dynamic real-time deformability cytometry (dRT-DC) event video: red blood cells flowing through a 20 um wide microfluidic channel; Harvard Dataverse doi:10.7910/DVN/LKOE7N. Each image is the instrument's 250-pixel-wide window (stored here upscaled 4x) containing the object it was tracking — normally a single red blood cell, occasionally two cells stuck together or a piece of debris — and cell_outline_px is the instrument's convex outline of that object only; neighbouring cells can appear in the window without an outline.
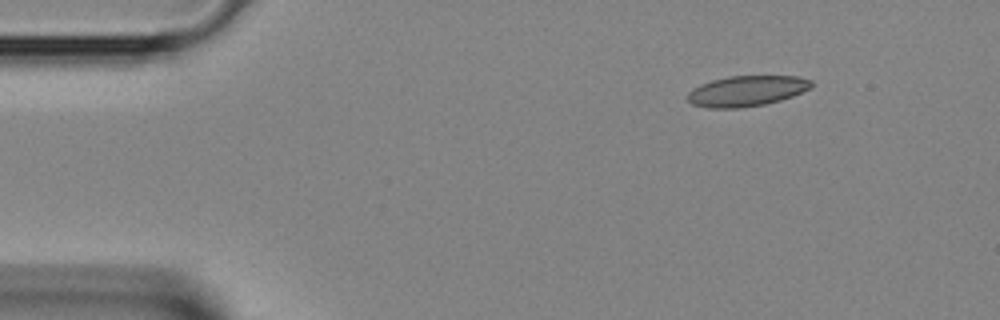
{"species": "Egyptian fruit bat (a non-hibernating species)", "species_latin": "Rousettus aegyptiacus", "temperature_condition": "room temperature", "stored_images_in_passage": 3, "camera_frame_rate_fps": 3000, "um_per_image_px": 0.085, "animal": {"sex": "female"}, "frame": {"image": 1, "passage_image": 1, "time_ms": 0.0, "image_size_px": [1000, 320], "cell_outline_px": [[812, 84], [808, 88], [792, 96], [780, 100], [764, 104], [740, 108], [708, 108], [692, 104], [688, 100], [688, 92], [700, 84], [712, 80], [728, 76], [800, 76], [812, 80]], "centroid_in_image_um": [63.44, 7.73], "position_along_channel_um": 21.6, "area_um2": 21.91}}